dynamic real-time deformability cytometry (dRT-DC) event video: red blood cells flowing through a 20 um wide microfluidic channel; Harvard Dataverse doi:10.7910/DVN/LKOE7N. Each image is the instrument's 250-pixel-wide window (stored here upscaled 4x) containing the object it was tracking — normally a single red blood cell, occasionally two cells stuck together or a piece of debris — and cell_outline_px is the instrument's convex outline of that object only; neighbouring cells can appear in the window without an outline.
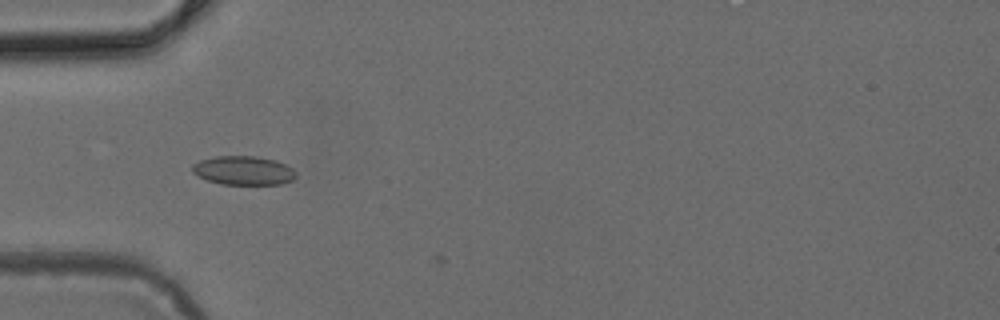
{"species": "common noctule bat (a hibernating species)", "species_latin": "Nyctalus noctula", "temperature_condition": "cold", "stored_images_in_passage": 4, "camera_frame_rate_fps": 3000, "um_per_image_px": 0.085, "animal": {"sex": "female", "body_mass_g": 24.6, "forearm_length_mm": 56.2}, "frame": {"image": 1, "passage_image": 3, "time_ms": 0.667, "image_size_px": [1000, 320], "cell_outline_px": [[296, 176], [292, 180], [280, 184], [220, 184], [208, 180], [192, 172], [192, 164], [200, 160], [216, 156], [256, 156], [276, 160], [292, 168], [296, 172]], "centroid_in_image_um": [20.7, 14.48], "position_along_channel_um": 64.3, "area_um2": 17.4}}